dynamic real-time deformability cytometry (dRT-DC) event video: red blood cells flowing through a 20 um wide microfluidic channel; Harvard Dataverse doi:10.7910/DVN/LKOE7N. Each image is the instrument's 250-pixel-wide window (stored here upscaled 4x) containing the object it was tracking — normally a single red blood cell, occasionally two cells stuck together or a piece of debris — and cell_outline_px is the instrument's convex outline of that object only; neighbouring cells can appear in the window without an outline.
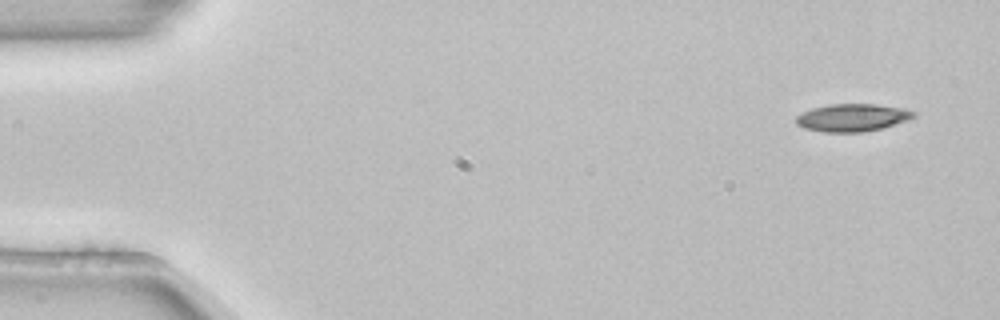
{"species": "common noctule bat (a hibernating species)", "species_latin": "Nyctalus noctula", "temperature_condition": "room temperature", "stored_images_in_passage": 3, "camera_frame_rate_fps": 3000, "um_per_image_px": 0.085, "animal": {"sex": "female", "body_mass_g": 22.7, "forearm_length_mm": 54.2}, "frame": {"image": 1, "passage_image": 1, "time_ms": 0.0, "image_size_px": [1000, 320], "cell_outline_px": [[916, 116], [908, 120], [880, 128], [860, 132], [824, 132], [804, 128], [796, 124], [796, 116], [812, 108], [832, 104], [876, 104], [904, 108], [916, 112]], "centroid_in_image_um": [72.46, 9.99], "position_along_channel_um": 12.5, "area_um2": 18.79}}